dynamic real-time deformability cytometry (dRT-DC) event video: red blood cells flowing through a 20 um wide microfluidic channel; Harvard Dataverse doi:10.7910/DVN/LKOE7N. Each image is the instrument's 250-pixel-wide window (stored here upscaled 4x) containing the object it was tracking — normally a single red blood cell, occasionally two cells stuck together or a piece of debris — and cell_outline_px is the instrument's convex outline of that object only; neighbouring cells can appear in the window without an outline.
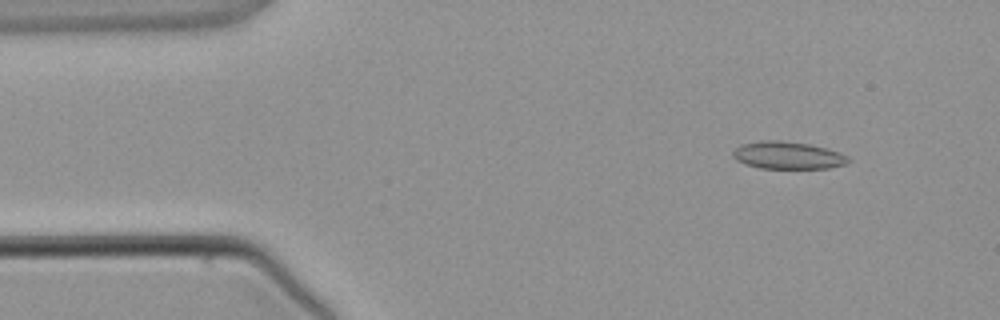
{"species": "common noctule bat (a hibernating species)", "species_latin": "Nyctalus noctula", "temperature_condition": "warm", "stored_images_in_passage": 2, "camera_frame_rate_fps": 3000, "um_per_image_px": 0.085, "animal": {"sex": "male", "body_mass_g": 21.5, "forearm_length_mm": 52.0}, "frame": {"image": 1, "passage_image": 1, "time_ms": 0.0, "image_size_px": [1000, 320], "cell_outline_px": [[852, 160], [844, 164], [828, 168], [760, 168], [744, 164], [736, 160], [732, 156], [732, 152], [740, 144], [760, 140], [780, 140], [808, 144], [840, 152], [848, 156]], "centroid_in_image_um": [66.93, 13.2], "position_along_channel_um": 18.1, "area_um2": 18.5}}